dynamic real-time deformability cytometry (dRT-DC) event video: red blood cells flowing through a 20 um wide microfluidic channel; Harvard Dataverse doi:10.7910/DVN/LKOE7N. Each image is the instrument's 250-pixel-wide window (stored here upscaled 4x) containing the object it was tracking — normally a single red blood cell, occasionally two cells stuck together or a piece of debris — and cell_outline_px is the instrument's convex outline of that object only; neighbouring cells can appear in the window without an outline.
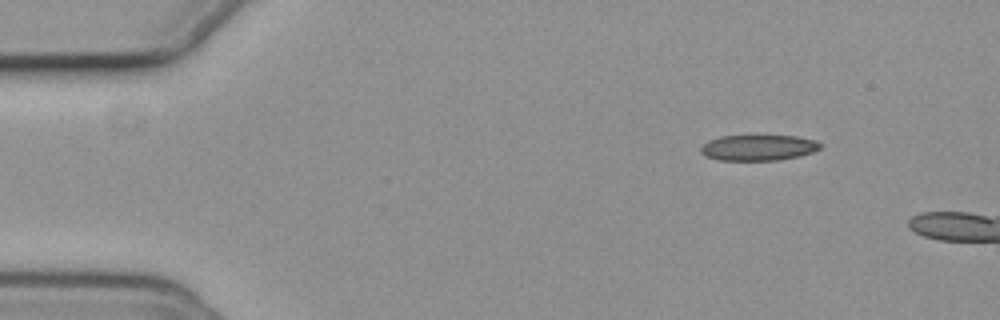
{"species": "common noctule bat (a hibernating species)", "species_latin": "Nyctalus noctula", "temperature_condition": "cold", "stored_images_in_passage": 13, "camera_frame_rate_fps": 3000, "um_per_image_px": 0.085, "animal": {"sex": "female", "body_mass_g": 19.3, "forearm_length_mm": 54.1}, "frame": {"image": 1, "passage_image": 6, "time_ms": 1.667, "image_size_px": [1000, 320], "cell_outline_px": [[824, 144], [820, 148], [812, 152], [780, 160], [720, 160], [704, 156], [700, 152], [700, 148], [708, 140], [720, 136], [796, 136], [816, 140]], "centroid_in_image_um": [64.45, 12.55], "position_along_channel_um": 20.6, "area_um2": 17.92}}